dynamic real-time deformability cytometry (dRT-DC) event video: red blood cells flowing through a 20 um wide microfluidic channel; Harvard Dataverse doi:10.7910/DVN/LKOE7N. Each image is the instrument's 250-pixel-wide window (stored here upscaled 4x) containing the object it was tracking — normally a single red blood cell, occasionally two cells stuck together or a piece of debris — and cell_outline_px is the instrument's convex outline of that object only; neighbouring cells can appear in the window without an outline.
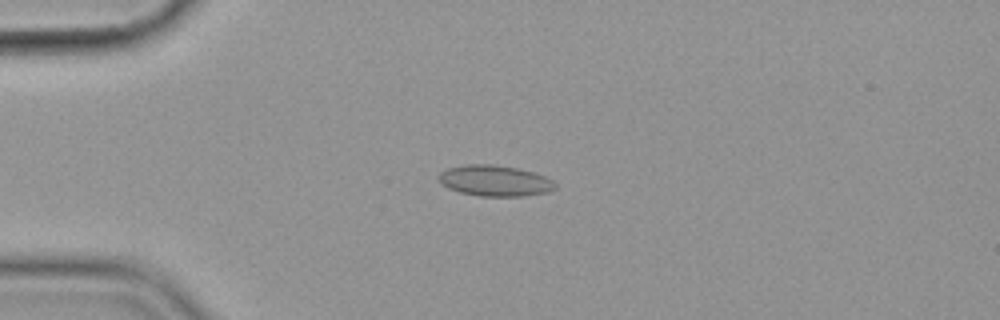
{"species": "common noctule bat (a hibernating species)", "species_latin": "Nyctalus noctula", "temperature_condition": "cold", "stored_images_in_passage": 56, "camera_frame_rate_fps": 3000, "um_per_image_px": 0.085, "animal": {"sex": "female", "body_mass_g": 19.9}, "frame": {"image": 1, "passage_image": 14, "time_ms": 4.333, "image_size_px": [1000, 320], "cell_outline_px": [[556, 188], [548, 192], [524, 196], [480, 196], [460, 192], [448, 188], [440, 180], [440, 172], [448, 168], [464, 164], [492, 164], [516, 168], [532, 172], [544, 176], [552, 180], [556, 184]], "centroid_in_image_um": [42.08, 15.36], "position_along_channel_um": 42.9, "area_um2": 20.81}}
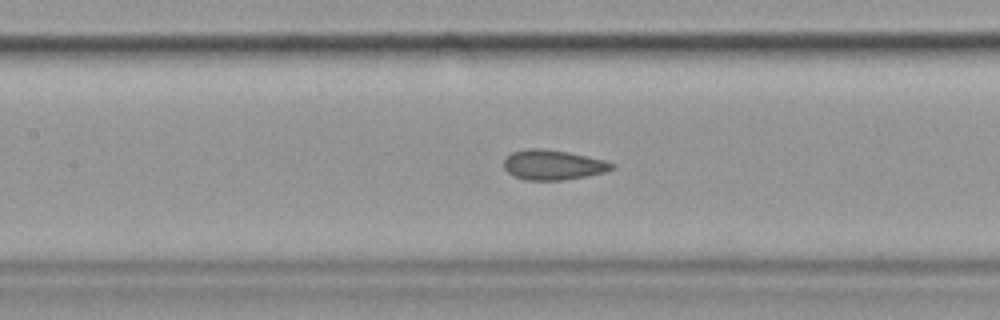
{"frame": {"image": 2, "passage_image": 26, "time_ms": 8.333, "image_size_px": [1000, 320], "cell_outline_px": [[616, 168], [604, 172], [584, 176], [560, 180], [524, 180], [508, 172], [504, 168], [504, 160], [512, 152], [528, 148], [544, 148], [568, 152], [604, 160], [616, 164]], "centroid_in_image_um": [47.01, 14.0], "position_along_channel_um": 160.4, "area_um2": 18.73}}
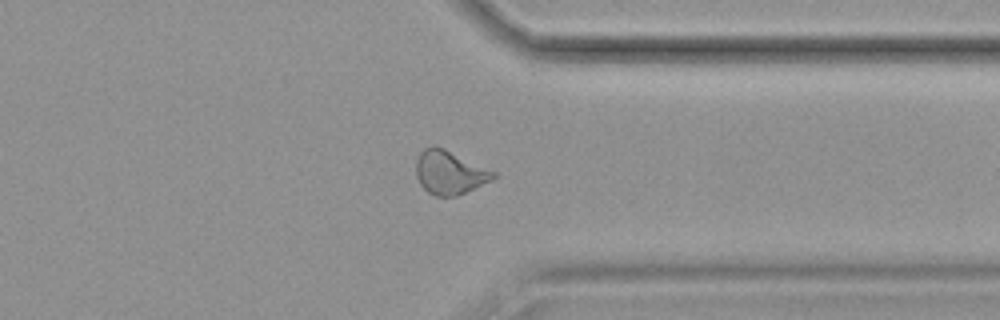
{"frame": {"image": 3, "passage_image": 44, "time_ms": 14.333, "image_size_px": [1000, 320], "cell_outline_px": [[496, 176], [492, 180], [456, 196], [436, 196], [428, 192], [420, 184], [416, 176], [416, 160], [420, 152], [424, 148], [444, 148], [496, 172]], "centroid_in_image_um": [38.21, 14.67], "position_along_channel_um": 373.2, "area_um2": 19.31}, "authors_computed_cell_mechanics": {"area_um2": 19.5364, "velocity_mm_per_s": 3.5695, "shape_relaxation_time_tau1_ms": null, "shape_relaxation_time_tau2_ms": 0.9715, "deformation_change_tau1": null, "deformation_change_tau2": 0.0755}}